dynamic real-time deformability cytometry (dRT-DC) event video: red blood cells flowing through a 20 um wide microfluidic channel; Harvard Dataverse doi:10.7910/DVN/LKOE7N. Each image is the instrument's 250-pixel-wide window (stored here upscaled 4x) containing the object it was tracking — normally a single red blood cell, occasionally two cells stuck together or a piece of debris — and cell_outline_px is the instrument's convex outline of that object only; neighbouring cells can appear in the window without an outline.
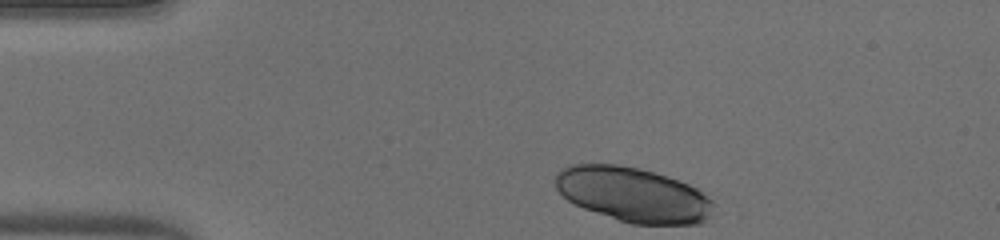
{"species": "human", "species_latin": "Homo sapiens", "temperature_condition": "warm", "stored_images_in_passage": 36, "camera_frame_rate_fps": 3000, "um_per_image_px": 0.085, "donor": {"sex": "male"}, "frame": {"image": 1, "passage_image": 1, "time_ms": 0.0, "image_size_px": [1000, 240], "cell_outline_px": [[716, 204], [712, 216], [700, 224], [632, 224], [584, 208], [568, 200], [556, 188], [556, 176], [568, 164], [616, 164], [636, 168], [668, 176], [688, 184], [696, 188], [712, 200]], "centroid_in_image_um": [53.87, 16.55], "position_along_channel_um": 31.1, "area_um2": 50.11}}